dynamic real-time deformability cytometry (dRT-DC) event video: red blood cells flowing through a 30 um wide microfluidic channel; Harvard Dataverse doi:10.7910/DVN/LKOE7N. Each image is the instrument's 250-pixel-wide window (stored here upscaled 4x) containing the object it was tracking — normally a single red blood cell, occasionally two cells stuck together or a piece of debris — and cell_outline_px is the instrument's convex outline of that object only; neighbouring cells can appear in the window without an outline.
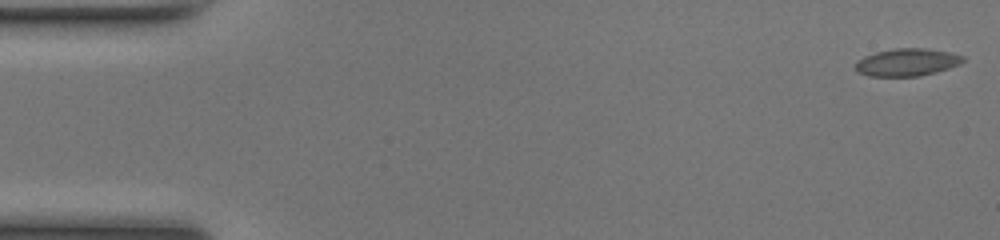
{"species": "common noctule bat (a hibernating species)", "species_latin": "Nyctalus noctula", "temperature_condition": "room temperature", "stored_images_in_passage": 49, "camera_frame_rate_fps": 3000, "um_per_image_px": 0.085, "animal": {"sex": "female", "body_mass_g": 17.0, "forearm_length_mm": 48.0}, "frame": {"image": 1, "passage_image": 1, "time_ms": 0.0, "image_size_px": [1000, 240], "cell_outline_px": [[964, 60], [960, 64], [936, 72], [920, 76], [868, 76], [856, 72], [856, 60], [864, 56], [876, 52], [896, 48], [924, 48], [948, 52], [964, 56]], "centroid_in_image_um": [77.07, 5.3], "position_along_channel_um": 7.9, "area_um2": 17.22}}
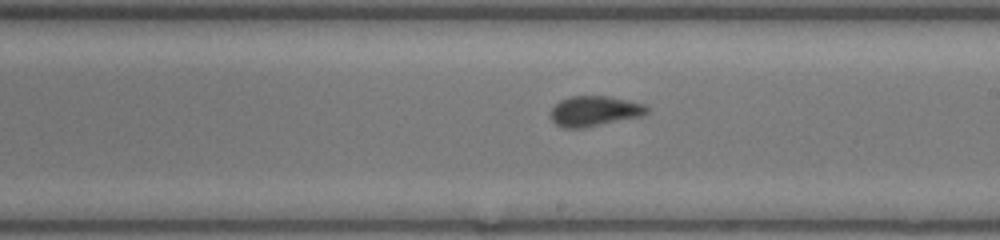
{"frame": {"image": 2, "passage_image": 28, "time_ms": 9.0, "image_size_px": [1000, 240], "cell_outline_px": [[648, 112], [644, 116], [584, 128], [564, 128], [556, 124], [552, 120], [552, 108], [560, 100], [572, 96], [608, 96], [644, 104], [648, 108]], "centroid_in_image_um": [50.56, 9.45], "position_along_channel_um": 238.4, "area_um2": 16.94}}
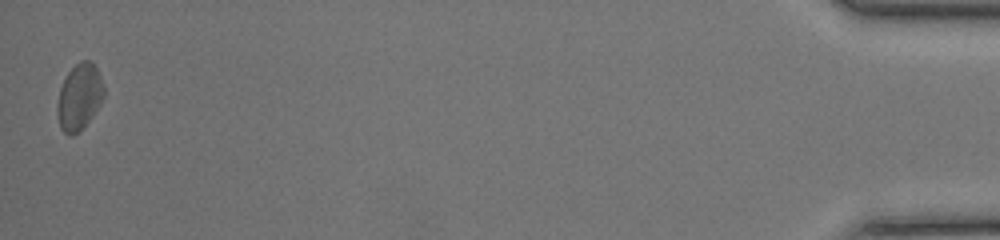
{"frame": {"image": 3, "passage_image": 49, "time_ms": 16.0, "image_size_px": [1000, 240], "cell_outline_px": [[104, 96], [92, 116], [72, 136], [68, 136], [60, 128], [56, 112], [56, 104], [60, 88], [68, 72], [80, 60], [92, 60], [96, 68], [104, 88]], "centroid_in_image_um": [6.71, 8.22], "position_along_channel_um": 428.5, "area_um2": 17.74}, "authors_computed_cell_mechanics": {"area_um2": 16.9932, "velocity_mm_per_s": 4.1838, "shape_relaxation_time_tau1_ms": 2.5377, "shape_relaxation_time_tau2_ms": 1.061, "deformation_change_tau1": 0.0976, "deformation_change_tau2": 0.0709}}